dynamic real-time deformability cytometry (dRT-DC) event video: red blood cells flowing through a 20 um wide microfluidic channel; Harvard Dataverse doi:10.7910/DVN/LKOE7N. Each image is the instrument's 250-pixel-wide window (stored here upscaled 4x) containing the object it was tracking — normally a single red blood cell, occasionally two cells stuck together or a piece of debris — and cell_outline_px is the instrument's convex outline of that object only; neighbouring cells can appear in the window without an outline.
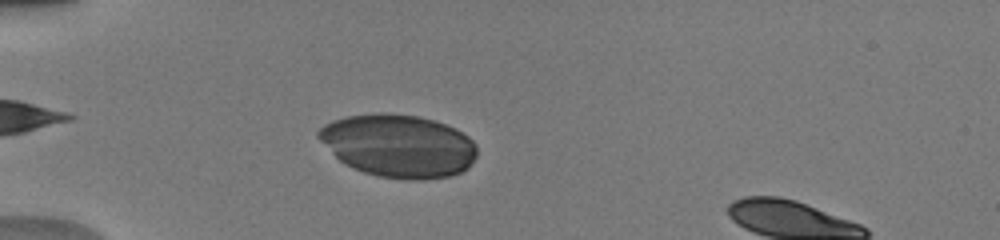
{"species": "human", "species_latin": "Homo sapiens", "temperature_condition": "warm", "stored_images_in_passage": 44, "camera_frame_rate_fps": 3000, "um_per_image_px": 0.085, "donor": {"sex": "male"}, "frame": {"image": 1, "passage_image": 12, "time_ms": 3.667, "image_size_px": [1000, 240], "cell_outline_px": [[476, 156], [468, 168], [452, 176], [424, 180], [404, 180], [380, 176], [364, 172], [352, 168], [344, 164], [316, 136], [316, 132], [324, 124], [332, 120], [348, 116], [380, 112], [384, 112], [416, 116], [432, 120], [456, 128], [468, 136], [476, 144]], "centroid_in_image_um": [33.88, 12.4], "position_along_channel_um": 51.1, "area_um2": 58.2}}
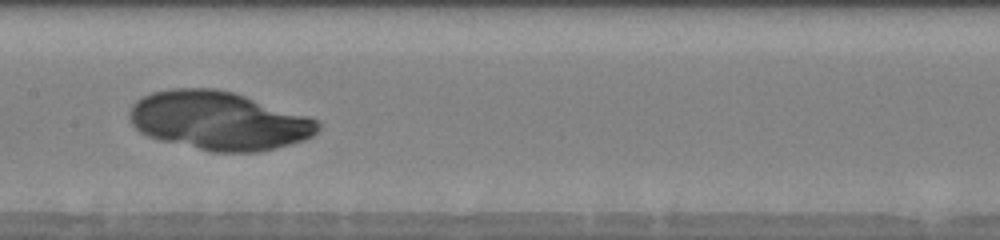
{"frame": {"image": 2, "passage_image": 24, "time_ms": 7.667, "image_size_px": [1000, 240], "cell_outline_px": [[320, 128], [312, 136], [304, 140], [276, 148], [260, 152], [212, 152], [160, 140], [148, 136], [140, 132], [132, 124], [128, 116], [128, 112], [132, 104], [136, 100], [152, 92], [172, 88], [216, 88], [232, 92], [308, 116], [316, 120], [320, 124]], "centroid_in_image_um": [18.56, 10.27], "position_along_channel_um": 188.8, "area_um2": 64.22}}
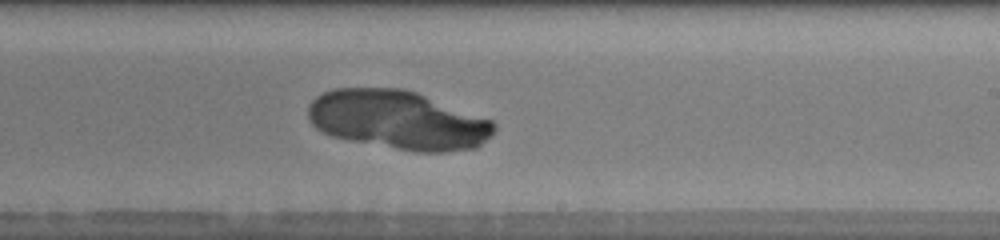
{"frame": {"image": 3, "passage_image": 29, "time_ms": 9.333, "image_size_px": [1000, 240], "cell_outline_px": [[496, 128], [492, 136], [476, 148], [444, 152], [416, 152], [348, 140], [332, 136], [316, 128], [308, 120], [308, 104], [316, 96], [324, 92], [336, 88], [404, 88], [416, 92], [492, 120], [496, 124]], "centroid_in_image_um": [33.83, 10.2], "position_along_channel_um": 255.2, "area_um2": 63.98}}